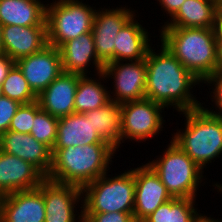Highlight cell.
I'll return each instance as SVG.
<instances>
[{
    "mask_svg": "<svg viewBox=\"0 0 222 222\" xmlns=\"http://www.w3.org/2000/svg\"><path fill=\"white\" fill-rule=\"evenodd\" d=\"M193 198H172L160 205L142 222H198L203 215Z\"/></svg>",
    "mask_w": 222,
    "mask_h": 222,
    "instance_id": "484cf974",
    "label": "cell"
},
{
    "mask_svg": "<svg viewBox=\"0 0 222 222\" xmlns=\"http://www.w3.org/2000/svg\"><path fill=\"white\" fill-rule=\"evenodd\" d=\"M45 202L41 184L34 189L6 194L2 222H45Z\"/></svg>",
    "mask_w": 222,
    "mask_h": 222,
    "instance_id": "e0dca14e",
    "label": "cell"
},
{
    "mask_svg": "<svg viewBox=\"0 0 222 222\" xmlns=\"http://www.w3.org/2000/svg\"><path fill=\"white\" fill-rule=\"evenodd\" d=\"M46 5L42 0H0V24L47 26Z\"/></svg>",
    "mask_w": 222,
    "mask_h": 222,
    "instance_id": "603a6c76",
    "label": "cell"
},
{
    "mask_svg": "<svg viewBox=\"0 0 222 222\" xmlns=\"http://www.w3.org/2000/svg\"><path fill=\"white\" fill-rule=\"evenodd\" d=\"M83 222H136L133 213H83Z\"/></svg>",
    "mask_w": 222,
    "mask_h": 222,
    "instance_id": "1f68e13d",
    "label": "cell"
},
{
    "mask_svg": "<svg viewBox=\"0 0 222 222\" xmlns=\"http://www.w3.org/2000/svg\"><path fill=\"white\" fill-rule=\"evenodd\" d=\"M219 3L216 0H185L161 27L213 28Z\"/></svg>",
    "mask_w": 222,
    "mask_h": 222,
    "instance_id": "7402d4cb",
    "label": "cell"
},
{
    "mask_svg": "<svg viewBox=\"0 0 222 222\" xmlns=\"http://www.w3.org/2000/svg\"><path fill=\"white\" fill-rule=\"evenodd\" d=\"M173 197L161 182L158 174L146 163L135 168V204L134 219L142 222L160 205Z\"/></svg>",
    "mask_w": 222,
    "mask_h": 222,
    "instance_id": "4fadbf2b",
    "label": "cell"
},
{
    "mask_svg": "<svg viewBox=\"0 0 222 222\" xmlns=\"http://www.w3.org/2000/svg\"><path fill=\"white\" fill-rule=\"evenodd\" d=\"M59 51L62 69L65 73L89 75L91 73L88 71L90 65L91 69L95 67L93 70L95 75L103 72L105 64L97 56L92 32H87L63 43L59 47Z\"/></svg>",
    "mask_w": 222,
    "mask_h": 222,
    "instance_id": "9a60e30c",
    "label": "cell"
},
{
    "mask_svg": "<svg viewBox=\"0 0 222 222\" xmlns=\"http://www.w3.org/2000/svg\"><path fill=\"white\" fill-rule=\"evenodd\" d=\"M108 7L96 9L91 31L97 56L104 64L114 62L116 35L135 15V10L128 9L126 5L112 9Z\"/></svg>",
    "mask_w": 222,
    "mask_h": 222,
    "instance_id": "8fae6325",
    "label": "cell"
},
{
    "mask_svg": "<svg viewBox=\"0 0 222 222\" xmlns=\"http://www.w3.org/2000/svg\"><path fill=\"white\" fill-rule=\"evenodd\" d=\"M219 11L222 13V1L219 3Z\"/></svg>",
    "mask_w": 222,
    "mask_h": 222,
    "instance_id": "ab89813d",
    "label": "cell"
},
{
    "mask_svg": "<svg viewBox=\"0 0 222 222\" xmlns=\"http://www.w3.org/2000/svg\"><path fill=\"white\" fill-rule=\"evenodd\" d=\"M159 50L150 47L145 58L147 67L145 98L176 112L194 110L203 106L193 87L202 83L179 60L159 42ZM161 43V45H160ZM155 50H157L155 52Z\"/></svg>",
    "mask_w": 222,
    "mask_h": 222,
    "instance_id": "6da1fadb",
    "label": "cell"
},
{
    "mask_svg": "<svg viewBox=\"0 0 222 222\" xmlns=\"http://www.w3.org/2000/svg\"><path fill=\"white\" fill-rule=\"evenodd\" d=\"M164 107L152 100L142 99L121 104V145L128 141L153 139L163 131Z\"/></svg>",
    "mask_w": 222,
    "mask_h": 222,
    "instance_id": "ba28073f",
    "label": "cell"
},
{
    "mask_svg": "<svg viewBox=\"0 0 222 222\" xmlns=\"http://www.w3.org/2000/svg\"><path fill=\"white\" fill-rule=\"evenodd\" d=\"M135 14L117 33L114 62L140 61L146 58L152 44L147 27L136 20Z\"/></svg>",
    "mask_w": 222,
    "mask_h": 222,
    "instance_id": "ffe728a7",
    "label": "cell"
},
{
    "mask_svg": "<svg viewBox=\"0 0 222 222\" xmlns=\"http://www.w3.org/2000/svg\"><path fill=\"white\" fill-rule=\"evenodd\" d=\"M41 193L45 202V222H83L82 188L45 178L41 182Z\"/></svg>",
    "mask_w": 222,
    "mask_h": 222,
    "instance_id": "30bf717a",
    "label": "cell"
},
{
    "mask_svg": "<svg viewBox=\"0 0 222 222\" xmlns=\"http://www.w3.org/2000/svg\"><path fill=\"white\" fill-rule=\"evenodd\" d=\"M156 159L147 163L158 174L173 198H197L203 186L204 170L201 169L174 141L170 140Z\"/></svg>",
    "mask_w": 222,
    "mask_h": 222,
    "instance_id": "8992f818",
    "label": "cell"
},
{
    "mask_svg": "<svg viewBox=\"0 0 222 222\" xmlns=\"http://www.w3.org/2000/svg\"><path fill=\"white\" fill-rule=\"evenodd\" d=\"M203 83L210 87L208 89L211 91L209 90L208 93L211 94L209 97L211 96L213 104H211L212 108L210 109L205 106L202 107L212 115L222 116V73L216 72L214 75L209 76Z\"/></svg>",
    "mask_w": 222,
    "mask_h": 222,
    "instance_id": "f546056e",
    "label": "cell"
},
{
    "mask_svg": "<svg viewBox=\"0 0 222 222\" xmlns=\"http://www.w3.org/2000/svg\"><path fill=\"white\" fill-rule=\"evenodd\" d=\"M15 64L36 96L63 72L59 48L50 45L37 53L19 58Z\"/></svg>",
    "mask_w": 222,
    "mask_h": 222,
    "instance_id": "7c38bea8",
    "label": "cell"
},
{
    "mask_svg": "<svg viewBox=\"0 0 222 222\" xmlns=\"http://www.w3.org/2000/svg\"><path fill=\"white\" fill-rule=\"evenodd\" d=\"M217 72L222 73V47L219 48V67Z\"/></svg>",
    "mask_w": 222,
    "mask_h": 222,
    "instance_id": "8d00e7d4",
    "label": "cell"
},
{
    "mask_svg": "<svg viewBox=\"0 0 222 222\" xmlns=\"http://www.w3.org/2000/svg\"><path fill=\"white\" fill-rule=\"evenodd\" d=\"M180 114L185 117V128L173 132L171 140L204 170L222 155V116L203 107Z\"/></svg>",
    "mask_w": 222,
    "mask_h": 222,
    "instance_id": "277c9868",
    "label": "cell"
},
{
    "mask_svg": "<svg viewBox=\"0 0 222 222\" xmlns=\"http://www.w3.org/2000/svg\"><path fill=\"white\" fill-rule=\"evenodd\" d=\"M21 103L6 96L0 97V136L9 130L11 120Z\"/></svg>",
    "mask_w": 222,
    "mask_h": 222,
    "instance_id": "4dcf8cb0",
    "label": "cell"
},
{
    "mask_svg": "<svg viewBox=\"0 0 222 222\" xmlns=\"http://www.w3.org/2000/svg\"><path fill=\"white\" fill-rule=\"evenodd\" d=\"M123 172H106L82 188L83 213L134 212L135 168Z\"/></svg>",
    "mask_w": 222,
    "mask_h": 222,
    "instance_id": "5b68a950",
    "label": "cell"
},
{
    "mask_svg": "<svg viewBox=\"0 0 222 222\" xmlns=\"http://www.w3.org/2000/svg\"><path fill=\"white\" fill-rule=\"evenodd\" d=\"M213 31L217 46L220 48L222 47V13L220 11H218L216 15L215 23L213 24Z\"/></svg>",
    "mask_w": 222,
    "mask_h": 222,
    "instance_id": "e575fe53",
    "label": "cell"
},
{
    "mask_svg": "<svg viewBox=\"0 0 222 222\" xmlns=\"http://www.w3.org/2000/svg\"><path fill=\"white\" fill-rule=\"evenodd\" d=\"M91 119L98 134L117 151L121 145V104L112 100L106 105L84 113Z\"/></svg>",
    "mask_w": 222,
    "mask_h": 222,
    "instance_id": "d4e9b609",
    "label": "cell"
},
{
    "mask_svg": "<svg viewBox=\"0 0 222 222\" xmlns=\"http://www.w3.org/2000/svg\"><path fill=\"white\" fill-rule=\"evenodd\" d=\"M3 53L2 47V25L0 24V54Z\"/></svg>",
    "mask_w": 222,
    "mask_h": 222,
    "instance_id": "f35d334b",
    "label": "cell"
},
{
    "mask_svg": "<svg viewBox=\"0 0 222 222\" xmlns=\"http://www.w3.org/2000/svg\"><path fill=\"white\" fill-rule=\"evenodd\" d=\"M3 96L16 100L21 104L37 101V96L30 89L27 80L15 64L1 84Z\"/></svg>",
    "mask_w": 222,
    "mask_h": 222,
    "instance_id": "4316f807",
    "label": "cell"
},
{
    "mask_svg": "<svg viewBox=\"0 0 222 222\" xmlns=\"http://www.w3.org/2000/svg\"><path fill=\"white\" fill-rule=\"evenodd\" d=\"M5 195L0 192V222H2V203Z\"/></svg>",
    "mask_w": 222,
    "mask_h": 222,
    "instance_id": "74e56055",
    "label": "cell"
},
{
    "mask_svg": "<svg viewBox=\"0 0 222 222\" xmlns=\"http://www.w3.org/2000/svg\"><path fill=\"white\" fill-rule=\"evenodd\" d=\"M198 222H222V219H214L211 215L208 217L203 213V215L199 218Z\"/></svg>",
    "mask_w": 222,
    "mask_h": 222,
    "instance_id": "d590c367",
    "label": "cell"
},
{
    "mask_svg": "<svg viewBox=\"0 0 222 222\" xmlns=\"http://www.w3.org/2000/svg\"><path fill=\"white\" fill-rule=\"evenodd\" d=\"M0 148L31 163L45 177L48 176L52 166V150L31 134L8 130L0 136Z\"/></svg>",
    "mask_w": 222,
    "mask_h": 222,
    "instance_id": "5bb4252c",
    "label": "cell"
},
{
    "mask_svg": "<svg viewBox=\"0 0 222 222\" xmlns=\"http://www.w3.org/2000/svg\"><path fill=\"white\" fill-rule=\"evenodd\" d=\"M46 177L31 163L0 149V192L37 188Z\"/></svg>",
    "mask_w": 222,
    "mask_h": 222,
    "instance_id": "2e32d148",
    "label": "cell"
},
{
    "mask_svg": "<svg viewBox=\"0 0 222 222\" xmlns=\"http://www.w3.org/2000/svg\"><path fill=\"white\" fill-rule=\"evenodd\" d=\"M57 127L58 118L40 109L35 114L30 134L52 150L57 140Z\"/></svg>",
    "mask_w": 222,
    "mask_h": 222,
    "instance_id": "83f0119b",
    "label": "cell"
},
{
    "mask_svg": "<svg viewBox=\"0 0 222 222\" xmlns=\"http://www.w3.org/2000/svg\"><path fill=\"white\" fill-rule=\"evenodd\" d=\"M108 143L93 127L91 119L84 113H72L58 118L57 140L53 149L86 144Z\"/></svg>",
    "mask_w": 222,
    "mask_h": 222,
    "instance_id": "44dd1931",
    "label": "cell"
},
{
    "mask_svg": "<svg viewBox=\"0 0 222 222\" xmlns=\"http://www.w3.org/2000/svg\"><path fill=\"white\" fill-rule=\"evenodd\" d=\"M159 6H161V10L166 12L167 16L169 15V19L178 11L181 7L182 3L185 0H157Z\"/></svg>",
    "mask_w": 222,
    "mask_h": 222,
    "instance_id": "d6a6232c",
    "label": "cell"
},
{
    "mask_svg": "<svg viewBox=\"0 0 222 222\" xmlns=\"http://www.w3.org/2000/svg\"><path fill=\"white\" fill-rule=\"evenodd\" d=\"M49 3L46 5L48 45L59 48L63 43L92 31L95 7L82 0H53Z\"/></svg>",
    "mask_w": 222,
    "mask_h": 222,
    "instance_id": "52a82bcc",
    "label": "cell"
},
{
    "mask_svg": "<svg viewBox=\"0 0 222 222\" xmlns=\"http://www.w3.org/2000/svg\"><path fill=\"white\" fill-rule=\"evenodd\" d=\"M47 42V26H2L3 53L13 60L41 51Z\"/></svg>",
    "mask_w": 222,
    "mask_h": 222,
    "instance_id": "d6986e66",
    "label": "cell"
},
{
    "mask_svg": "<svg viewBox=\"0 0 222 222\" xmlns=\"http://www.w3.org/2000/svg\"><path fill=\"white\" fill-rule=\"evenodd\" d=\"M117 150L109 143L52 149L49 180L83 188L108 171ZM110 164V165H109Z\"/></svg>",
    "mask_w": 222,
    "mask_h": 222,
    "instance_id": "3957f363",
    "label": "cell"
},
{
    "mask_svg": "<svg viewBox=\"0 0 222 222\" xmlns=\"http://www.w3.org/2000/svg\"><path fill=\"white\" fill-rule=\"evenodd\" d=\"M103 73L108 81L113 78L110 99L122 104L145 98L147 67L145 59L140 61H117L104 65ZM110 78V79H109ZM112 94V95H111Z\"/></svg>",
    "mask_w": 222,
    "mask_h": 222,
    "instance_id": "9c48e42d",
    "label": "cell"
},
{
    "mask_svg": "<svg viewBox=\"0 0 222 222\" xmlns=\"http://www.w3.org/2000/svg\"><path fill=\"white\" fill-rule=\"evenodd\" d=\"M159 39L198 80L203 82L219 67V48L213 28L161 27Z\"/></svg>",
    "mask_w": 222,
    "mask_h": 222,
    "instance_id": "7a4b0ae2",
    "label": "cell"
},
{
    "mask_svg": "<svg viewBox=\"0 0 222 222\" xmlns=\"http://www.w3.org/2000/svg\"><path fill=\"white\" fill-rule=\"evenodd\" d=\"M41 109L38 101L21 104L11 120L9 130L30 134L35 114Z\"/></svg>",
    "mask_w": 222,
    "mask_h": 222,
    "instance_id": "f1b7e54d",
    "label": "cell"
},
{
    "mask_svg": "<svg viewBox=\"0 0 222 222\" xmlns=\"http://www.w3.org/2000/svg\"><path fill=\"white\" fill-rule=\"evenodd\" d=\"M15 65V60L10 58L5 53L0 54V85L4 79L8 76L9 71Z\"/></svg>",
    "mask_w": 222,
    "mask_h": 222,
    "instance_id": "836d02e7",
    "label": "cell"
},
{
    "mask_svg": "<svg viewBox=\"0 0 222 222\" xmlns=\"http://www.w3.org/2000/svg\"><path fill=\"white\" fill-rule=\"evenodd\" d=\"M3 96V91H2V87L0 85V97Z\"/></svg>",
    "mask_w": 222,
    "mask_h": 222,
    "instance_id": "60d3db41",
    "label": "cell"
},
{
    "mask_svg": "<svg viewBox=\"0 0 222 222\" xmlns=\"http://www.w3.org/2000/svg\"><path fill=\"white\" fill-rule=\"evenodd\" d=\"M80 74L62 72L38 96L42 110L60 118L75 112V94Z\"/></svg>",
    "mask_w": 222,
    "mask_h": 222,
    "instance_id": "ac0fdd59",
    "label": "cell"
},
{
    "mask_svg": "<svg viewBox=\"0 0 222 222\" xmlns=\"http://www.w3.org/2000/svg\"><path fill=\"white\" fill-rule=\"evenodd\" d=\"M92 75L94 76L93 78L91 77ZM92 75L90 74V77L89 75L79 76L74 103L75 113H87L111 101L109 88L103 84L108 83L104 73L100 72Z\"/></svg>",
    "mask_w": 222,
    "mask_h": 222,
    "instance_id": "cb8c5ba5",
    "label": "cell"
}]
</instances>
